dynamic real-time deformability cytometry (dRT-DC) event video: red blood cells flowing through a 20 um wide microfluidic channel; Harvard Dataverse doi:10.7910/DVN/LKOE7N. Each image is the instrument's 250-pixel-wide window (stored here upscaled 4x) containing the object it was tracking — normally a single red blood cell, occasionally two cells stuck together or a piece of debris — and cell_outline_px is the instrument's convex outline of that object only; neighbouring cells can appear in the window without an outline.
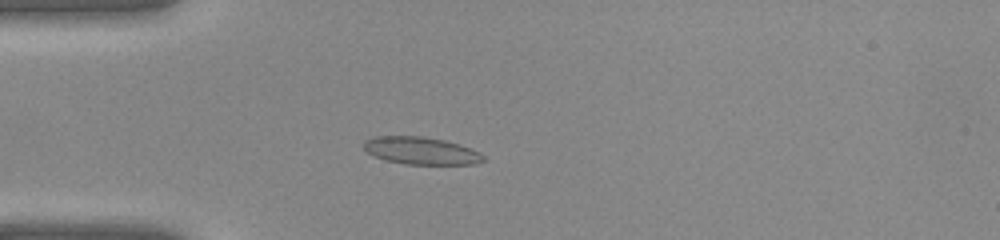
{"species": "common noctule bat (a hibernating species)", "species_latin": "Nyctalus noctula", "temperature_condition": "warm", "stored_images_in_passage": 40, "camera_frame_rate_fps": 3000, "um_per_image_px": 0.085, "animal": {"sex": "female", "body_mass_g": 22.0, "forearm_length_mm": 56.7}, "frame": {"image": 1, "passage_image": 11, "time_ms": 3.333, "image_size_px": [1000, 240], "cell_outline_px": [[484, 160], [472, 164], [404, 164], [384, 160], [368, 152], [364, 148], [364, 140], [376, 136], [420, 136], [444, 140], [460, 144], [480, 152], [484, 156]], "centroid_in_image_um": [35.78, 12.81], "position_along_channel_um": 49.2, "area_um2": 19.02}}
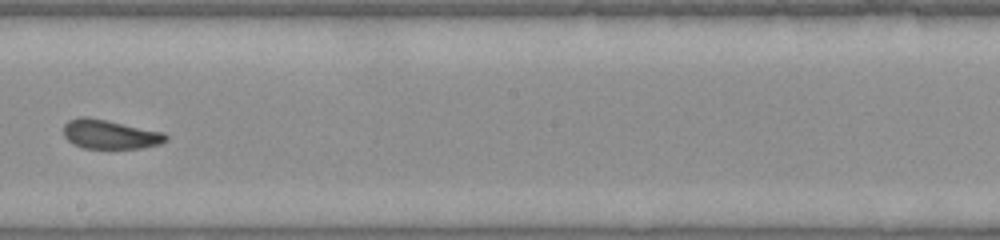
{"frame": {"image": 2, "passage_image": 23, "time_ms": 7.333, "image_size_px": [1000, 240], "cell_outline_px": [[168, 140], [160, 144], [140, 148], [84, 148], [72, 144], [64, 136], [64, 124], [68, 120], [80, 116], [88, 116], [164, 132], [168, 136]], "centroid_in_image_um": [9.34, 11.41], "position_along_channel_um": 238.9, "area_um2": 17.51}}
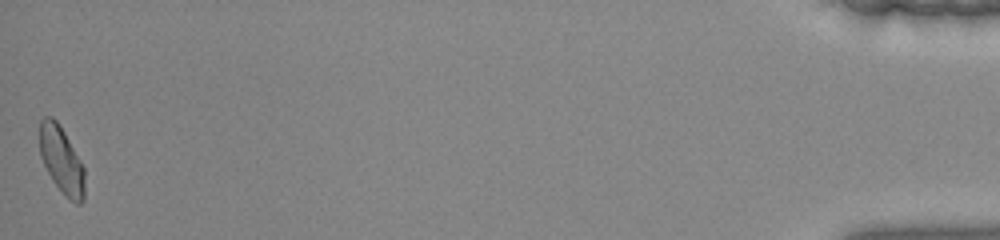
{"frame": {"image": 3, "passage_image": 40, "time_ms": 13.0, "image_size_px": [1000, 240], "cell_outline_px": [[84, 200], [80, 204], [76, 204], [64, 196], [52, 180], [40, 156], [40, 120], [44, 116], [52, 116], [56, 120], [64, 132], [80, 160], [84, 168]], "centroid_in_image_um": [5.23, 13.63], "position_along_channel_um": 430.0, "area_um2": 17.51}}